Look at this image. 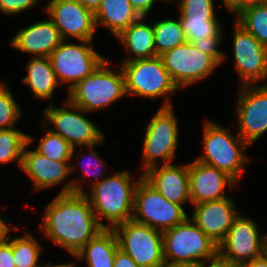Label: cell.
Here are the masks:
<instances>
[{
  "mask_svg": "<svg viewBox=\"0 0 267 267\" xmlns=\"http://www.w3.org/2000/svg\"><path fill=\"white\" fill-rule=\"evenodd\" d=\"M43 229L49 239L76 255L103 227L98 223L87 193L68 181L45 208Z\"/></svg>",
  "mask_w": 267,
  "mask_h": 267,
  "instance_id": "cell-1",
  "label": "cell"
},
{
  "mask_svg": "<svg viewBox=\"0 0 267 267\" xmlns=\"http://www.w3.org/2000/svg\"><path fill=\"white\" fill-rule=\"evenodd\" d=\"M130 176L127 170L121 171L92 185L90 197L87 196L96 219L103 228H113L132 220L135 190L139 180L132 184ZM100 218H105L109 224H103Z\"/></svg>",
  "mask_w": 267,
  "mask_h": 267,
  "instance_id": "cell-2",
  "label": "cell"
},
{
  "mask_svg": "<svg viewBox=\"0 0 267 267\" xmlns=\"http://www.w3.org/2000/svg\"><path fill=\"white\" fill-rule=\"evenodd\" d=\"M162 234L166 262L210 264L218 260V245L188 217Z\"/></svg>",
  "mask_w": 267,
  "mask_h": 267,
  "instance_id": "cell-3",
  "label": "cell"
},
{
  "mask_svg": "<svg viewBox=\"0 0 267 267\" xmlns=\"http://www.w3.org/2000/svg\"><path fill=\"white\" fill-rule=\"evenodd\" d=\"M109 64L105 59L91 75L69 89L67 101L86 113L101 110L127 95L121 67L115 72L108 68Z\"/></svg>",
  "mask_w": 267,
  "mask_h": 267,
  "instance_id": "cell-4",
  "label": "cell"
},
{
  "mask_svg": "<svg viewBox=\"0 0 267 267\" xmlns=\"http://www.w3.org/2000/svg\"><path fill=\"white\" fill-rule=\"evenodd\" d=\"M203 142L205 155L196 160L224 171L236 182L243 174L247 160L244 150L249 146L239 134L232 136L229 130L211 121H206Z\"/></svg>",
  "mask_w": 267,
  "mask_h": 267,
  "instance_id": "cell-5",
  "label": "cell"
},
{
  "mask_svg": "<svg viewBox=\"0 0 267 267\" xmlns=\"http://www.w3.org/2000/svg\"><path fill=\"white\" fill-rule=\"evenodd\" d=\"M121 69L125 79L126 94L154 98L167 96L162 107H170L169 94L179 89L172 81L159 56L123 62Z\"/></svg>",
  "mask_w": 267,
  "mask_h": 267,
  "instance_id": "cell-6",
  "label": "cell"
},
{
  "mask_svg": "<svg viewBox=\"0 0 267 267\" xmlns=\"http://www.w3.org/2000/svg\"><path fill=\"white\" fill-rule=\"evenodd\" d=\"M112 229L119 249L139 267H160L165 262L161 231L133 220L120 223Z\"/></svg>",
  "mask_w": 267,
  "mask_h": 267,
  "instance_id": "cell-7",
  "label": "cell"
},
{
  "mask_svg": "<svg viewBox=\"0 0 267 267\" xmlns=\"http://www.w3.org/2000/svg\"><path fill=\"white\" fill-rule=\"evenodd\" d=\"M132 220L164 232L182 223L188 216L182 205L165 199L141 174L135 190Z\"/></svg>",
  "mask_w": 267,
  "mask_h": 267,
  "instance_id": "cell-8",
  "label": "cell"
},
{
  "mask_svg": "<svg viewBox=\"0 0 267 267\" xmlns=\"http://www.w3.org/2000/svg\"><path fill=\"white\" fill-rule=\"evenodd\" d=\"M81 43L77 45L63 40L49 56L59 84L69 82L68 90L91 75L106 59L93 49L92 40H81Z\"/></svg>",
  "mask_w": 267,
  "mask_h": 267,
  "instance_id": "cell-9",
  "label": "cell"
},
{
  "mask_svg": "<svg viewBox=\"0 0 267 267\" xmlns=\"http://www.w3.org/2000/svg\"><path fill=\"white\" fill-rule=\"evenodd\" d=\"M173 108L160 107L149 122L143 141V165L147 171L156 166L157 158L165 160L164 164L172 161L178 143V123L173 114Z\"/></svg>",
  "mask_w": 267,
  "mask_h": 267,
  "instance_id": "cell-10",
  "label": "cell"
},
{
  "mask_svg": "<svg viewBox=\"0 0 267 267\" xmlns=\"http://www.w3.org/2000/svg\"><path fill=\"white\" fill-rule=\"evenodd\" d=\"M159 57L178 88L207 78L220 65L211 55L201 52L188 41Z\"/></svg>",
  "mask_w": 267,
  "mask_h": 267,
  "instance_id": "cell-11",
  "label": "cell"
},
{
  "mask_svg": "<svg viewBox=\"0 0 267 267\" xmlns=\"http://www.w3.org/2000/svg\"><path fill=\"white\" fill-rule=\"evenodd\" d=\"M264 254V236L260 238L257 224L238 215L226 238L218 245V260L241 267Z\"/></svg>",
  "mask_w": 267,
  "mask_h": 267,
  "instance_id": "cell-12",
  "label": "cell"
},
{
  "mask_svg": "<svg viewBox=\"0 0 267 267\" xmlns=\"http://www.w3.org/2000/svg\"><path fill=\"white\" fill-rule=\"evenodd\" d=\"M66 106L70 107L73 111L65 107H54L52 103L48 108H45L44 113L46 121H42V126H47L49 122L53 124L56 130L50 131L60 135L73 148L82 145L87 147L91 145H101L104 135L93 122L82 115V112L84 113L85 111L69 103L67 100Z\"/></svg>",
  "mask_w": 267,
  "mask_h": 267,
  "instance_id": "cell-13",
  "label": "cell"
},
{
  "mask_svg": "<svg viewBox=\"0 0 267 267\" xmlns=\"http://www.w3.org/2000/svg\"><path fill=\"white\" fill-rule=\"evenodd\" d=\"M242 85L238 96V134L250 146L267 131V84Z\"/></svg>",
  "mask_w": 267,
  "mask_h": 267,
  "instance_id": "cell-14",
  "label": "cell"
},
{
  "mask_svg": "<svg viewBox=\"0 0 267 267\" xmlns=\"http://www.w3.org/2000/svg\"><path fill=\"white\" fill-rule=\"evenodd\" d=\"M233 57L242 85H255L267 78V47L235 22Z\"/></svg>",
  "mask_w": 267,
  "mask_h": 267,
  "instance_id": "cell-15",
  "label": "cell"
},
{
  "mask_svg": "<svg viewBox=\"0 0 267 267\" xmlns=\"http://www.w3.org/2000/svg\"><path fill=\"white\" fill-rule=\"evenodd\" d=\"M45 10L59 30L63 40L67 36L77 40H93L95 32L94 13L78 0H57L46 5Z\"/></svg>",
  "mask_w": 267,
  "mask_h": 267,
  "instance_id": "cell-16",
  "label": "cell"
},
{
  "mask_svg": "<svg viewBox=\"0 0 267 267\" xmlns=\"http://www.w3.org/2000/svg\"><path fill=\"white\" fill-rule=\"evenodd\" d=\"M239 214L232 199L226 197L196 204L190 218L219 245L226 238L233 221Z\"/></svg>",
  "mask_w": 267,
  "mask_h": 267,
  "instance_id": "cell-17",
  "label": "cell"
},
{
  "mask_svg": "<svg viewBox=\"0 0 267 267\" xmlns=\"http://www.w3.org/2000/svg\"><path fill=\"white\" fill-rule=\"evenodd\" d=\"M188 170L190 200L194 205L226 198L225 187H234L238 183L224 171L197 160L188 164Z\"/></svg>",
  "mask_w": 267,
  "mask_h": 267,
  "instance_id": "cell-18",
  "label": "cell"
},
{
  "mask_svg": "<svg viewBox=\"0 0 267 267\" xmlns=\"http://www.w3.org/2000/svg\"><path fill=\"white\" fill-rule=\"evenodd\" d=\"M143 178L172 203L183 205L186 201L191 202L188 164L179 167L163 164L161 168L156 165L144 171Z\"/></svg>",
  "mask_w": 267,
  "mask_h": 267,
  "instance_id": "cell-19",
  "label": "cell"
},
{
  "mask_svg": "<svg viewBox=\"0 0 267 267\" xmlns=\"http://www.w3.org/2000/svg\"><path fill=\"white\" fill-rule=\"evenodd\" d=\"M33 139L28 136V143L23 151L21 170L30 177L36 190L56 186L75 171L74 166L68 164L69 161H52L36 150H27L26 148Z\"/></svg>",
  "mask_w": 267,
  "mask_h": 267,
  "instance_id": "cell-20",
  "label": "cell"
},
{
  "mask_svg": "<svg viewBox=\"0 0 267 267\" xmlns=\"http://www.w3.org/2000/svg\"><path fill=\"white\" fill-rule=\"evenodd\" d=\"M62 41L59 30L50 19L19 30L12 38L11 45L35 57H49Z\"/></svg>",
  "mask_w": 267,
  "mask_h": 267,
  "instance_id": "cell-21",
  "label": "cell"
},
{
  "mask_svg": "<svg viewBox=\"0 0 267 267\" xmlns=\"http://www.w3.org/2000/svg\"><path fill=\"white\" fill-rule=\"evenodd\" d=\"M143 19L145 17H140L117 36V39L125 47L126 52H130L135 56H131V58H127L123 62L157 57L154 45L153 24L149 26L142 22Z\"/></svg>",
  "mask_w": 267,
  "mask_h": 267,
  "instance_id": "cell-22",
  "label": "cell"
},
{
  "mask_svg": "<svg viewBox=\"0 0 267 267\" xmlns=\"http://www.w3.org/2000/svg\"><path fill=\"white\" fill-rule=\"evenodd\" d=\"M118 240L112 228H103L76 255L88 267H113Z\"/></svg>",
  "mask_w": 267,
  "mask_h": 267,
  "instance_id": "cell-23",
  "label": "cell"
},
{
  "mask_svg": "<svg viewBox=\"0 0 267 267\" xmlns=\"http://www.w3.org/2000/svg\"><path fill=\"white\" fill-rule=\"evenodd\" d=\"M94 17L96 27L103 24L116 37L140 18L129 0H102Z\"/></svg>",
  "mask_w": 267,
  "mask_h": 267,
  "instance_id": "cell-24",
  "label": "cell"
},
{
  "mask_svg": "<svg viewBox=\"0 0 267 267\" xmlns=\"http://www.w3.org/2000/svg\"><path fill=\"white\" fill-rule=\"evenodd\" d=\"M27 76L22 78L30 86L34 97L50 99L59 82L53 71L49 57H33L26 66Z\"/></svg>",
  "mask_w": 267,
  "mask_h": 267,
  "instance_id": "cell-25",
  "label": "cell"
},
{
  "mask_svg": "<svg viewBox=\"0 0 267 267\" xmlns=\"http://www.w3.org/2000/svg\"><path fill=\"white\" fill-rule=\"evenodd\" d=\"M154 45L157 56L185 43L186 37L180 19H164L153 23Z\"/></svg>",
  "mask_w": 267,
  "mask_h": 267,
  "instance_id": "cell-26",
  "label": "cell"
},
{
  "mask_svg": "<svg viewBox=\"0 0 267 267\" xmlns=\"http://www.w3.org/2000/svg\"><path fill=\"white\" fill-rule=\"evenodd\" d=\"M28 136L15 128L0 130V163L17 160L21 169L23 151L28 143Z\"/></svg>",
  "mask_w": 267,
  "mask_h": 267,
  "instance_id": "cell-27",
  "label": "cell"
},
{
  "mask_svg": "<svg viewBox=\"0 0 267 267\" xmlns=\"http://www.w3.org/2000/svg\"><path fill=\"white\" fill-rule=\"evenodd\" d=\"M236 22L267 47V6L258 4L242 10Z\"/></svg>",
  "mask_w": 267,
  "mask_h": 267,
  "instance_id": "cell-28",
  "label": "cell"
},
{
  "mask_svg": "<svg viewBox=\"0 0 267 267\" xmlns=\"http://www.w3.org/2000/svg\"><path fill=\"white\" fill-rule=\"evenodd\" d=\"M42 247L33 237L25 236L12 239L13 261L16 267H38Z\"/></svg>",
  "mask_w": 267,
  "mask_h": 267,
  "instance_id": "cell-29",
  "label": "cell"
},
{
  "mask_svg": "<svg viewBox=\"0 0 267 267\" xmlns=\"http://www.w3.org/2000/svg\"><path fill=\"white\" fill-rule=\"evenodd\" d=\"M36 151L52 161H69L76 150L60 135L48 130Z\"/></svg>",
  "mask_w": 267,
  "mask_h": 267,
  "instance_id": "cell-30",
  "label": "cell"
},
{
  "mask_svg": "<svg viewBox=\"0 0 267 267\" xmlns=\"http://www.w3.org/2000/svg\"><path fill=\"white\" fill-rule=\"evenodd\" d=\"M213 0H181L179 18L190 21H218L214 12Z\"/></svg>",
  "mask_w": 267,
  "mask_h": 267,
  "instance_id": "cell-31",
  "label": "cell"
},
{
  "mask_svg": "<svg viewBox=\"0 0 267 267\" xmlns=\"http://www.w3.org/2000/svg\"><path fill=\"white\" fill-rule=\"evenodd\" d=\"M179 19L188 42L193 43L202 38L222 35L221 26L218 21H190L187 18Z\"/></svg>",
  "mask_w": 267,
  "mask_h": 267,
  "instance_id": "cell-32",
  "label": "cell"
},
{
  "mask_svg": "<svg viewBox=\"0 0 267 267\" xmlns=\"http://www.w3.org/2000/svg\"><path fill=\"white\" fill-rule=\"evenodd\" d=\"M21 114L12 93L0 82V130L14 128Z\"/></svg>",
  "mask_w": 267,
  "mask_h": 267,
  "instance_id": "cell-33",
  "label": "cell"
},
{
  "mask_svg": "<svg viewBox=\"0 0 267 267\" xmlns=\"http://www.w3.org/2000/svg\"><path fill=\"white\" fill-rule=\"evenodd\" d=\"M221 36L202 38L193 42V45L203 53L211 55L219 64L225 60V55L217 48L221 43Z\"/></svg>",
  "mask_w": 267,
  "mask_h": 267,
  "instance_id": "cell-34",
  "label": "cell"
},
{
  "mask_svg": "<svg viewBox=\"0 0 267 267\" xmlns=\"http://www.w3.org/2000/svg\"><path fill=\"white\" fill-rule=\"evenodd\" d=\"M38 0H0V11L6 15L19 14L30 9Z\"/></svg>",
  "mask_w": 267,
  "mask_h": 267,
  "instance_id": "cell-35",
  "label": "cell"
},
{
  "mask_svg": "<svg viewBox=\"0 0 267 267\" xmlns=\"http://www.w3.org/2000/svg\"><path fill=\"white\" fill-rule=\"evenodd\" d=\"M9 230L11 228L0 239V267H16L13 261L12 240H10L9 236H6L10 232Z\"/></svg>",
  "mask_w": 267,
  "mask_h": 267,
  "instance_id": "cell-36",
  "label": "cell"
},
{
  "mask_svg": "<svg viewBox=\"0 0 267 267\" xmlns=\"http://www.w3.org/2000/svg\"><path fill=\"white\" fill-rule=\"evenodd\" d=\"M94 146H96V145H91V146H89V152H90V154H91V157L93 158V160H94V162L92 163V162H89L86 158L84 159V160H86L85 162H87L88 161V164H87V167H89V166H95V171H88V169L87 168H85L84 169V171L82 170V179H86V178H83L84 177V175L85 176H89V175H91V174H93L94 176H95V178L93 179V184L92 185H94V184H96V183H98V182H100L101 180L99 179V178H101V177H99L100 175H102V174H104V172H102V168L100 169V167H102V165L104 166V165H106L105 164V162H103V160L99 157V155L97 154V152H95L94 150H93V148L92 147H94ZM91 148H92V150H91ZM83 163V162H82ZM81 163V164H82ZM97 163V164H96ZM83 165V164H82ZM90 168V167H89ZM100 169V170H99ZM90 170V169H89Z\"/></svg>",
  "mask_w": 267,
  "mask_h": 267,
  "instance_id": "cell-37",
  "label": "cell"
},
{
  "mask_svg": "<svg viewBox=\"0 0 267 267\" xmlns=\"http://www.w3.org/2000/svg\"><path fill=\"white\" fill-rule=\"evenodd\" d=\"M133 9L140 17H146V15L153 8L156 0H129Z\"/></svg>",
  "mask_w": 267,
  "mask_h": 267,
  "instance_id": "cell-38",
  "label": "cell"
},
{
  "mask_svg": "<svg viewBox=\"0 0 267 267\" xmlns=\"http://www.w3.org/2000/svg\"><path fill=\"white\" fill-rule=\"evenodd\" d=\"M113 267H139L132 258L123 252L121 249H117L114 257Z\"/></svg>",
  "mask_w": 267,
  "mask_h": 267,
  "instance_id": "cell-39",
  "label": "cell"
},
{
  "mask_svg": "<svg viewBox=\"0 0 267 267\" xmlns=\"http://www.w3.org/2000/svg\"><path fill=\"white\" fill-rule=\"evenodd\" d=\"M226 8L238 15L243 10V0H223Z\"/></svg>",
  "mask_w": 267,
  "mask_h": 267,
  "instance_id": "cell-40",
  "label": "cell"
},
{
  "mask_svg": "<svg viewBox=\"0 0 267 267\" xmlns=\"http://www.w3.org/2000/svg\"><path fill=\"white\" fill-rule=\"evenodd\" d=\"M241 267H267V256L263 254L262 256L245 263Z\"/></svg>",
  "mask_w": 267,
  "mask_h": 267,
  "instance_id": "cell-41",
  "label": "cell"
},
{
  "mask_svg": "<svg viewBox=\"0 0 267 267\" xmlns=\"http://www.w3.org/2000/svg\"><path fill=\"white\" fill-rule=\"evenodd\" d=\"M84 7L92 11L93 13L96 12L98 7L101 4L102 0H78Z\"/></svg>",
  "mask_w": 267,
  "mask_h": 267,
  "instance_id": "cell-42",
  "label": "cell"
},
{
  "mask_svg": "<svg viewBox=\"0 0 267 267\" xmlns=\"http://www.w3.org/2000/svg\"><path fill=\"white\" fill-rule=\"evenodd\" d=\"M160 267H204V264L200 263H169L164 262Z\"/></svg>",
  "mask_w": 267,
  "mask_h": 267,
  "instance_id": "cell-43",
  "label": "cell"
},
{
  "mask_svg": "<svg viewBox=\"0 0 267 267\" xmlns=\"http://www.w3.org/2000/svg\"><path fill=\"white\" fill-rule=\"evenodd\" d=\"M5 221H7V219L3 220L0 218V239H2L5 236L6 231L10 228L9 226H7Z\"/></svg>",
  "mask_w": 267,
  "mask_h": 267,
  "instance_id": "cell-44",
  "label": "cell"
},
{
  "mask_svg": "<svg viewBox=\"0 0 267 267\" xmlns=\"http://www.w3.org/2000/svg\"><path fill=\"white\" fill-rule=\"evenodd\" d=\"M261 4V0H243V10Z\"/></svg>",
  "mask_w": 267,
  "mask_h": 267,
  "instance_id": "cell-45",
  "label": "cell"
},
{
  "mask_svg": "<svg viewBox=\"0 0 267 267\" xmlns=\"http://www.w3.org/2000/svg\"><path fill=\"white\" fill-rule=\"evenodd\" d=\"M204 267H234V266L222 263L219 260H217V261H215L213 263H210V265H208V266L206 264H204Z\"/></svg>",
  "mask_w": 267,
  "mask_h": 267,
  "instance_id": "cell-46",
  "label": "cell"
},
{
  "mask_svg": "<svg viewBox=\"0 0 267 267\" xmlns=\"http://www.w3.org/2000/svg\"><path fill=\"white\" fill-rule=\"evenodd\" d=\"M74 264H76V263H70V264L69 263H67V264L66 263L65 264L63 263V264H58V265H53V266L51 265L50 266L49 262H47V265L46 266H40L39 265L38 267H75Z\"/></svg>",
  "mask_w": 267,
  "mask_h": 267,
  "instance_id": "cell-47",
  "label": "cell"
},
{
  "mask_svg": "<svg viewBox=\"0 0 267 267\" xmlns=\"http://www.w3.org/2000/svg\"><path fill=\"white\" fill-rule=\"evenodd\" d=\"M264 254L267 256V234L264 235Z\"/></svg>",
  "mask_w": 267,
  "mask_h": 267,
  "instance_id": "cell-48",
  "label": "cell"
},
{
  "mask_svg": "<svg viewBox=\"0 0 267 267\" xmlns=\"http://www.w3.org/2000/svg\"><path fill=\"white\" fill-rule=\"evenodd\" d=\"M261 4L266 5L267 6V0H261Z\"/></svg>",
  "mask_w": 267,
  "mask_h": 267,
  "instance_id": "cell-49",
  "label": "cell"
}]
</instances>
